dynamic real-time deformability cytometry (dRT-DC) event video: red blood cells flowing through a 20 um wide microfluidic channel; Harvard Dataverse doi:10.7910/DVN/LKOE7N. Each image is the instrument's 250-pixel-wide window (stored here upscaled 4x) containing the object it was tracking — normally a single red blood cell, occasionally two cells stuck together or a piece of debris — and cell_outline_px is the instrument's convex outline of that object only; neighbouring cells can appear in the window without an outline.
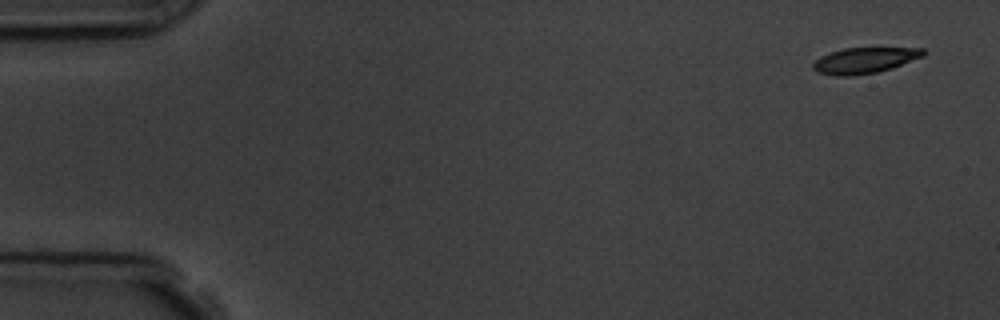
{"species": "common noctule bat (a hibernating species)", "species_latin": "Nyctalus noctula", "temperature_condition": "room temperature", "stored_images_in_passage": 4, "camera_frame_rate_fps": 3000, "um_per_image_px": 0.085, "animal": {"sex": "male", "body_mass_g": 19.5, "forearm_length_mm": 54.6}, "frame": {"image": 1, "passage_image": 1, "time_ms": 0.0, "image_size_px": [1000, 320], "cell_outline_px": [[924, 56], [892, 68], [876, 72], [848, 76], [836, 76], [816, 72], [812, 68], [812, 64], [820, 56], [844, 48], [924, 48]], "centroid_in_image_um": [73.46, 5.13], "position_along_channel_um": 11.5, "area_um2": 16.47}}
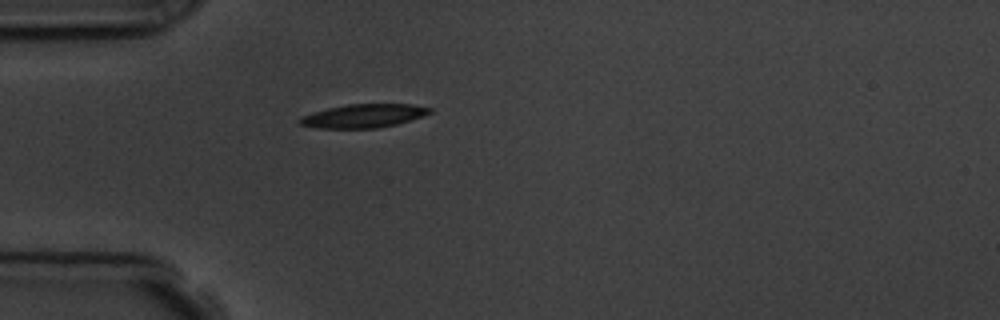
{"frame": {"image": 2, "passage_image": 4, "time_ms": 4.333, "image_size_px": [1000, 320], "cell_outline_px": [[432, 112], [424, 116], [396, 124], [376, 128], [316, 128], [300, 124], [296, 120], [312, 112], [328, 108], [348, 104], [412, 104], [432, 108]], "centroid_in_image_um": [30.91, 9.84], "position_along_channel_um": 54.1, "area_um2": 17.8}}